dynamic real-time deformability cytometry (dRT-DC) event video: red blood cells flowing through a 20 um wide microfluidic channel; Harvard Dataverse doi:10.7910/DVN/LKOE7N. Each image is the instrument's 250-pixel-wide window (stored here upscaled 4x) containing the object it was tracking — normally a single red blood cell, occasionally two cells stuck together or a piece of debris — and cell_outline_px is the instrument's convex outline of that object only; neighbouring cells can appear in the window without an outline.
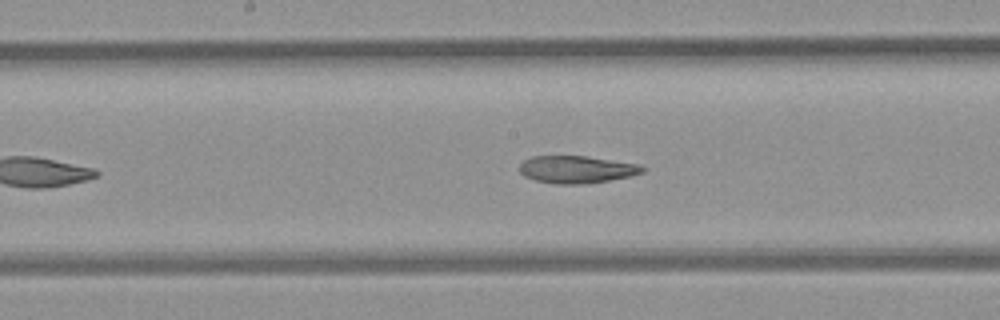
{"species": "common noctule bat (a hibernating species)", "species_latin": "Nyctalus noctula", "temperature_condition": "room temperature", "stored_images_in_passage": 20, "camera_frame_rate_fps": 3000, "um_per_image_px": 0.085, "animal": {"sex": "female", "body_mass_g": 21.9}, "frame": {"image": 1, "passage_image": 12, "time_ms": 3.667, "image_size_px": [1000, 320], "cell_outline_px": [[644, 172], [632, 176], [584, 184], [556, 184], [536, 180], [524, 176], [520, 172], [520, 164], [524, 160], [532, 156], [584, 156], [640, 164], [644, 168]], "centroid_in_image_um": [49.02, 14.4], "position_along_channel_um": 199.2, "area_um2": 19.54}}